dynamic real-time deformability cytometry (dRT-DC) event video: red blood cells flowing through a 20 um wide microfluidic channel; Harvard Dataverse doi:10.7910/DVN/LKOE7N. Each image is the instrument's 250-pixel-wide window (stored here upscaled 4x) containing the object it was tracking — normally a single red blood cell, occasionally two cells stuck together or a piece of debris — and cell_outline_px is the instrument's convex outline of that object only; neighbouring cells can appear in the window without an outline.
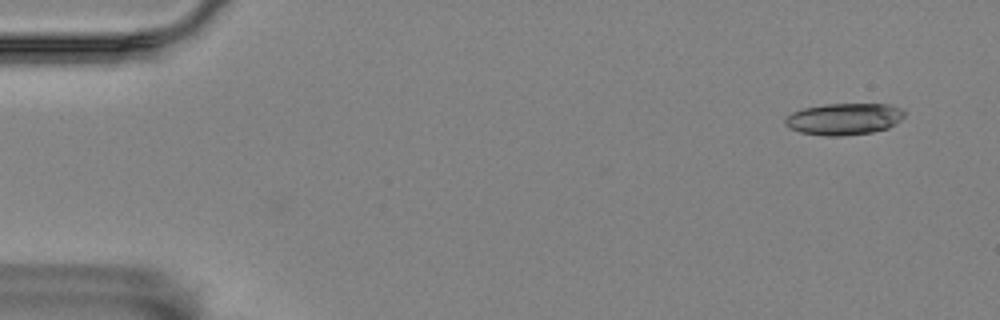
{"species": "Egyptian fruit bat (a non-hibernating species)", "species_latin": "Rousettus aegyptiacus", "temperature_condition": "room temperature", "stored_images_in_passage": 4, "camera_frame_rate_fps": 3000, "um_per_image_px": 0.085, "animal": {"sex": "female"}, "frame": {"image": 1, "passage_image": 1, "time_ms": 0.0, "image_size_px": [1000, 320], "cell_outline_px": [[904, 116], [896, 124], [888, 128], [872, 132], [844, 136], [824, 136], [800, 132], [788, 128], [784, 124], [784, 116], [792, 112], [804, 108], [824, 104], [888, 104], [900, 108], [904, 112]], "centroid_in_image_um": [71.7, 10.12], "position_along_channel_um": 13.3, "area_um2": 22.25}}